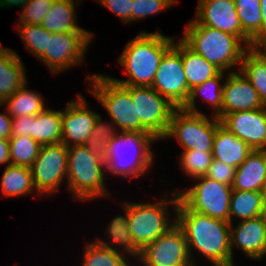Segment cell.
I'll return each instance as SVG.
<instances>
[{"label":"cell","instance_id":"obj_46","mask_svg":"<svg viewBox=\"0 0 266 266\" xmlns=\"http://www.w3.org/2000/svg\"><path fill=\"white\" fill-rule=\"evenodd\" d=\"M30 0H0V8L1 7H10L23 5V7L29 2Z\"/></svg>","mask_w":266,"mask_h":266},{"label":"cell","instance_id":"obj_11","mask_svg":"<svg viewBox=\"0 0 266 266\" xmlns=\"http://www.w3.org/2000/svg\"><path fill=\"white\" fill-rule=\"evenodd\" d=\"M131 93L136 119L158 140L163 139L173 112L177 109L152 87L125 86Z\"/></svg>","mask_w":266,"mask_h":266},{"label":"cell","instance_id":"obj_36","mask_svg":"<svg viewBox=\"0 0 266 266\" xmlns=\"http://www.w3.org/2000/svg\"><path fill=\"white\" fill-rule=\"evenodd\" d=\"M19 34L27 50L36 56L38 59L47 51L48 38L50 32L44 29L41 25L18 24Z\"/></svg>","mask_w":266,"mask_h":266},{"label":"cell","instance_id":"obj_10","mask_svg":"<svg viewBox=\"0 0 266 266\" xmlns=\"http://www.w3.org/2000/svg\"><path fill=\"white\" fill-rule=\"evenodd\" d=\"M151 87L177 108L187 102L191 89L183 68L181 39L163 55Z\"/></svg>","mask_w":266,"mask_h":266},{"label":"cell","instance_id":"obj_31","mask_svg":"<svg viewBox=\"0 0 266 266\" xmlns=\"http://www.w3.org/2000/svg\"><path fill=\"white\" fill-rule=\"evenodd\" d=\"M122 205L123 209H125L126 216H116L112 221H110L106 230L108 231V240H111L112 243L104 242L100 239H97L96 242L113 250L117 249L112 247V245L115 246L116 244L118 247H121L122 245V249L124 248V251L139 258L141 250L135 245L128 227L127 202L124 204L122 203Z\"/></svg>","mask_w":266,"mask_h":266},{"label":"cell","instance_id":"obj_35","mask_svg":"<svg viewBox=\"0 0 266 266\" xmlns=\"http://www.w3.org/2000/svg\"><path fill=\"white\" fill-rule=\"evenodd\" d=\"M102 121V117L99 115L91 135L87 138L85 146L94 155L106 159L107 143L118 133L113 127Z\"/></svg>","mask_w":266,"mask_h":266},{"label":"cell","instance_id":"obj_45","mask_svg":"<svg viewBox=\"0 0 266 266\" xmlns=\"http://www.w3.org/2000/svg\"><path fill=\"white\" fill-rule=\"evenodd\" d=\"M262 13V44L266 41V0H260Z\"/></svg>","mask_w":266,"mask_h":266},{"label":"cell","instance_id":"obj_14","mask_svg":"<svg viewBox=\"0 0 266 266\" xmlns=\"http://www.w3.org/2000/svg\"><path fill=\"white\" fill-rule=\"evenodd\" d=\"M68 147L51 144L41 147L38 157L30 167L33 184L38 193H55L62 180L66 179Z\"/></svg>","mask_w":266,"mask_h":266},{"label":"cell","instance_id":"obj_30","mask_svg":"<svg viewBox=\"0 0 266 266\" xmlns=\"http://www.w3.org/2000/svg\"><path fill=\"white\" fill-rule=\"evenodd\" d=\"M243 32L256 44L262 45V13L260 0H234Z\"/></svg>","mask_w":266,"mask_h":266},{"label":"cell","instance_id":"obj_15","mask_svg":"<svg viewBox=\"0 0 266 266\" xmlns=\"http://www.w3.org/2000/svg\"><path fill=\"white\" fill-rule=\"evenodd\" d=\"M199 24L238 36L249 48L257 46L244 32L234 0H199Z\"/></svg>","mask_w":266,"mask_h":266},{"label":"cell","instance_id":"obj_33","mask_svg":"<svg viewBox=\"0 0 266 266\" xmlns=\"http://www.w3.org/2000/svg\"><path fill=\"white\" fill-rule=\"evenodd\" d=\"M123 254V256H122ZM121 250H113L97 243H87L82 266H129Z\"/></svg>","mask_w":266,"mask_h":266},{"label":"cell","instance_id":"obj_5","mask_svg":"<svg viewBox=\"0 0 266 266\" xmlns=\"http://www.w3.org/2000/svg\"><path fill=\"white\" fill-rule=\"evenodd\" d=\"M67 174L68 188L78 200L105 197V160L92 154L85 145L68 147Z\"/></svg>","mask_w":266,"mask_h":266},{"label":"cell","instance_id":"obj_34","mask_svg":"<svg viewBox=\"0 0 266 266\" xmlns=\"http://www.w3.org/2000/svg\"><path fill=\"white\" fill-rule=\"evenodd\" d=\"M11 165L31 167L38 157L41 145L28 136L9 138Z\"/></svg>","mask_w":266,"mask_h":266},{"label":"cell","instance_id":"obj_12","mask_svg":"<svg viewBox=\"0 0 266 266\" xmlns=\"http://www.w3.org/2000/svg\"><path fill=\"white\" fill-rule=\"evenodd\" d=\"M144 266H195L182 229L175 223L140 251Z\"/></svg>","mask_w":266,"mask_h":266},{"label":"cell","instance_id":"obj_28","mask_svg":"<svg viewBox=\"0 0 266 266\" xmlns=\"http://www.w3.org/2000/svg\"><path fill=\"white\" fill-rule=\"evenodd\" d=\"M44 103L41 95L35 91L28 90L25 84L0 105L7 104V113L12 118H17L21 116H36L46 109Z\"/></svg>","mask_w":266,"mask_h":266},{"label":"cell","instance_id":"obj_13","mask_svg":"<svg viewBox=\"0 0 266 266\" xmlns=\"http://www.w3.org/2000/svg\"><path fill=\"white\" fill-rule=\"evenodd\" d=\"M93 37L91 32L51 33L47 51L39 58L54 74L82 63L87 46Z\"/></svg>","mask_w":266,"mask_h":266},{"label":"cell","instance_id":"obj_44","mask_svg":"<svg viewBox=\"0 0 266 266\" xmlns=\"http://www.w3.org/2000/svg\"><path fill=\"white\" fill-rule=\"evenodd\" d=\"M4 163L11 165L9 139H0V164Z\"/></svg>","mask_w":266,"mask_h":266},{"label":"cell","instance_id":"obj_40","mask_svg":"<svg viewBox=\"0 0 266 266\" xmlns=\"http://www.w3.org/2000/svg\"><path fill=\"white\" fill-rule=\"evenodd\" d=\"M235 171V167L226 164L221 160L213 159L205 176L217 182L232 186L234 182Z\"/></svg>","mask_w":266,"mask_h":266},{"label":"cell","instance_id":"obj_24","mask_svg":"<svg viewBox=\"0 0 266 266\" xmlns=\"http://www.w3.org/2000/svg\"><path fill=\"white\" fill-rule=\"evenodd\" d=\"M74 0H55L41 26L51 33L89 32L76 24Z\"/></svg>","mask_w":266,"mask_h":266},{"label":"cell","instance_id":"obj_49","mask_svg":"<svg viewBox=\"0 0 266 266\" xmlns=\"http://www.w3.org/2000/svg\"><path fill=\"white\" fill-rule=\"evenodd\" d=\"M261 46L266 50V41Z\"/></svg>","mask_w":266,"mask_h":266},{"label":"cell","instance_id":"obj_41","mask_svg":"<svg viewBox=\"0 0 266 266\" xmlns=\"http://www.w3.org/2000/svg\"><path fill=\"white\" fill-rule=\"evenodd\" d=\"M104 7L117 14L124 22L132 21L133 0H96Z\"/></svg>","mask_w":266,"mask_h":266},{"label":"cell","instance_id":"obj_18","mask_svg":"<svg viewBox=\"0 0 266 266\" xmlns=\"http://www.w3.org/2000/svg\"><path fill=\"white\" fill-rule=\"evenodd\" d=\"M227 77L223 83L222 118L229 113L266 107L241 71L232 70Z\"/></svg>","mask_w":266,"mask_h":266},{"label":"cell","instance_id":"obj_47","mask_svg":"<svg viewBox=\"0 0 266 266\" xmlns=\"http://www.w3.org/2000/svg\"><path fill=\"white\" fill-rule=\"evenodd\" d=\"M260 220L262 221L265 229H266V203L263 204L261 211L259 212V216Z\"/></svg>","mask_w":266,"mask_h":266},{"label":"cell","instance_id":"obj_7","mask_svg":"<svg viewBox=\"0 0 266 266\" xmlns=\"http://www.w3.org/2000/svg\"><path fill=\"white\" fill-rule=\"evenodd\" d=\"M178 192H173L170 201L167 198L154 204L127 203L128 227L135 245L142 250L155 241L176 222H169L167 203L177 206Z\"/></svg>","mask_w":266,"mask_h":266},{"label":"cell","instance_id":"obj_20","mask_svg":"<svg viewBox=\"0 0 266 266\" xmlns=\"http://www.w3.org/2000/svg\"><path fill=\"white\" fill-rule=\"evenodd\" d=\"M266 183V150H252L236 168L233 190L261 191Z\"/></svg>","mask_w":266,"mask_h":266},{"label":"cell","instance_id":"obj_2","mask_svg":"<svg viewBox=\"0 0 266 266\" xmlns=\"http://www.w3.org/2000/svg\"><path fill=\"white\" fill-rule=\"evenodd\" d=\"M173 43V38L161 34L160 31L157 33L142 31L125 46L118 59L129 78L112 79L123 86L151 87L161 59Z\"/></svg>","mask_w":266,"mask_h":266},{"label":"cell","instance_id":"obj_22","mask_svg":"<svg viewBox=\"0 0 266 266\" xmlns=\"http://www.w3.org/2000/svg\"><path fill=\"white\" fill-rule=\"evenodd\" d=\"M252 149L241 139L220 125L216 129L213 142V159L221 160L235 168L239 167L251 153Z\"/></svg>","mask_w":266,"mask_h":266},{"label":"cell","instance_id":"obj_26","mask_svg":"<svg viewBox=\"0 0 266 266\" xmlns=\"http://www.w3.org/2000/svg\"><path fill=\"white\" fill-rule=\"evenodd\" d=\"M61 111L45 109L34 116L32 138L41 146L62 143Z\"/></svg>","mask_w":266,"mask_h":266},{"label":"cell","instance_id":"obj_8","mask_svg":"<svg viewBox=\"0 0 266 266\" xmlns=\"http://www.w3.org/2000/svg\"><path fill=\"white\" fill-rule=\"evenodd\" d=\"M220 125L221 121L216 116H212L210 120L204 113H192L177 108L163 139L175 137L184 150L212 152L216 129Z\"/></svg>","mask_w":266,"mask_h":266},{"label":"cell","instance_id":"obj_43","mask_svg":"<svg viewBox=\"0 0 266 266\" xmlns=\"http://www.w3.org/2000/svg\"><path fill=\"white\" fill-rule=\"evenodd\" d=\"M7 114L0 113V139H9L11 137L13 118Z\"/></svg>","mask_w":266,"mask_h":266},{"label":"cell","instance_id":"obj_4","mask_svg":"<svg viewBox=\"0 0 266 266\" xmlns=\"http://www.w3.org/2000/svg\"><path fill=\"white\" fill-rule=\"evenodd\" d=\"M156 140L158 139L151 133H117L107 143L106 171L125 178L128 177V179L130 176L138 178L145 174L146 170L153 164V153L150 150V145ZM131 150L135 153L130 154L132 153Z\"/></svg>","mask_w":266,"mask_h":266},{"label":"cell","instance_id":"obj_48","mask_svg":"<svg viewBox=\"0 0 266 266\" xmlns=\"http://www.w3.org/2000/svg\"><path fill=\"white\" fill-rule=\"evenodd\" d=\"M263 197H264V203H266V183L263 189Z\"/></svg>","mask_w":266,"mask_h":266},{"label":"cell","instance_id":"obj_42","mask_svg":"<svg viewBox=\"0 0 266 266\" xmlns=\"http://www.w3.org/2000/svg\"><path fill=\"white\" fill-rule=\"evenodd\" d=\"M34 116H21L13 118L11 137L28 136L32 138V123Z\"/></svg>","mask_w":266,"mask_h":266},{"label":"cell","instance_id":"obj_17","mask_svg":"<svg viewBox=\"0 0 266 266\" xmlns=\"http://www.w3.org/2000/svg\"><path fill=\"white\" fill-rule=\"evenodd\" d=\"M98 116L99 114L87 108V103L81 95H78L77 102L71 100L65 110H61L62 143L67 147L84 145Z\"/></svg>","mask_w":266,"mask_h":266},{"label":"cell","instance_id":"obj_38","mask_svg":"<svg viewBox=\"0 0 266 266\" xmlns=\"http://www.w3.org/2000/svg\"><path fill=\"white\" fill-rule=\"evenodd\" d=\"M55 0H30L19 17L20 24L40 25Z\"/></svg>","mask_w":266,"mask_h":266},{"label":"cell","instance_id":"obj_21","mask_svg":"<svg viewBox=\"0 0 266 266\" xmlns=\"http://www.w3.org/2000/svg\"><path fill=\"white\" fill-rule=\"evenodd\" d=\"M25 71L19 55L0 45V104L27 84Z\"/></svg>","mask_w":266,"mask_h":266},{"label":"cell","instance_id":"obj_29","mask_svg":"<svg viewBox=\"0 0 266 266\" xmlns=\"http://www.w3.org/2000/svg\"><path fill=\"white\" fill-rule=\"evenodd\" d=\"M264 204L263 192L233 190L230 199L229 223L237 216L240 220L252 219L259 216Z\"/></svg>","mask_w":266,"mask_h":266},{"label":"cell","instance_id":"obj_16","mask_svg":"<svg viewBox=\"0 0 266 266\" xmlns=\"http://www.w3.org/2000/svg\"><path fill=\"white\" fill-rule=\"evenodd\" d=\"M220 121L252 150H266V107L229 113Z\"/></svg>","mask_w":266,"mask_h":266},{"label":"cell","instance_id":"obj_9","mask_svg":"<svg viewBox=\"0 0 266 266\" xmlns=\"http://www.w3.org/2000/svg\"><path fill=\"white\" fill-rule=\"evenodd\" d=\"M200 180L192 188L178 192L179 199L190 209L229 222L232 186L217 182L209 177L194 178Z\"/></svg>","mask_w":266,"mask_h":266},{"label":"cell","instance_id":"obj_25","mask_svg":"<svg viewBox=\"0 0 266 266\" xmlns=\"http://www.w3.org/2000/svg\"><path fill=\"white\" fill-rule=\"evenodd\" d=\"M225 74L224 72H220L217 76L206 80L203 84H199L194 86L190 90L189 97L187 102L182 107L183 110L189 111L192 113L202 114L200 110L196 108V101L198 94H202L204 96V101L207 100L209 104L214 108V113L212 114L216 116L219 120L222 119V99H223V85H221L220 81L223 80Z\"/></svg>","mask_w":266,"mask_h":266},{"label":"cell","instance_id":"obj_1","mask_svg":"<svg viewBox=\"0 0 266 266\" xmlns=\"http://www.w3.org/2000/svg\"><path fill=\"white\" fill-rule=\"evenodd\" d=\"M174 209V220L184 232L190 257L192 248H196L215 266L234 265L229 222L190 210L180 199Z\"/></svg>","mask_w":266,"mask_h":266},{"label":"cell","instance_id":"obj_39","mask_svg":"<svg viewBox=\"0 0 266 266\" xmlns=\"http://www.w3.org/2000/svg\"><path fill=\"white\" fill-rule=\"evenodd\" d=\"M175 3L176 0H133L132 21L159 13Z\"/></svg>","mask_w":266,"mask_h":266},{"label":"cell","instance_id":"obj_19","mask_svg":"<svg viewBox=\"0 0 266 266\" xmlns=\"http://www.w3.org/2000/svg\"><path fill=\"white\" fill-rule=\"evenodd\" d=\"M230 247L233 254V246L237 245L249 256L258 260L266 254V229L259 217L241 220L233 228L230 224Z\"/></svg>","mask_w":266,"mask_h":266},{"label":"cell","instance_id":"obj_32","mask_svg":"<svg viewBox=\"0 0 266 266\" xmlns=\"http://www.w3.org/2000/svg\"><path fill=\"white\" fill-rule=\"evenodd\" d=\"M1 189L5 197L31 193L35 189L31 169L25 166L7 165L1 178Z\"/></svg>","mask_w":266,"mask_h":266},{"label":"cell","instance_id":"obj_27","mask_svg":"<svg viewBox=\"0 0 266 266\" xmlns=\"http://www.w3.org/2000/svg\"><path fill=\"white\" fill-rule=\"evenodd\" d=\"M182 61L188 87L203 84L206 80L217 76L221 70L209 63L201 55L195 53L182 41Z\"/></svg>","mask_w":266,"mask_h":266},{"label":"cell","instance_id":"obj_23","mask_svg":"<svg viewBox=\"0 0 266 266\" xmlns=\"http://www.w3.org/2000/svg\"><path fill=\"white\" fill-rule=\"evenodd\" d=\"M239 66L266 105V50L261 45L249 48Z\"/></svg>","mask_w":266,"mask_h":266},{"label":"cell","instance_id":"obj_6","mask_svg":"<svg viewBox=\"0 0 266 266\" xmlns=\"http://www.w3.org/2000/svg\"><path fill=\"white\" fill-rule=\"evenodd\" d=\"M87 78L93 83L89 92L98 98L120 132L150 133L140 120L136 119L135 105L130 91L125 86L106 75H88Z\"/></svg>","mask_w":266,"mask_h":266},{"label":"cell","instance_id":"obj_37","mask_svg":"<svg viewBox=\"0 0 266 266\" xmlns=\"http://www.w3.org/2000/svg\"><path fill=\"white\" fill-rule=\"evenodd\" d=\"M180 157L182 169L193 179L205 176L213 160L212 152L198 150H183Z\"/></svg>","mask_w":266,"mask_h":266},{"label":"cell","instance_id":"obj_3","mask_svg":"<svg viewBox=\"0 0 266 266\" xmlns=\"http://www.w3.org/2000/svg\"><path fill=\"white\" fill-rule=\"evenodd\" d=\"M181 40L222 72L241 64L249 49L238 36L201 25L196 20L188 23Z\"/></svg>","mask_w":266,"mask_h":266}]
</instances>
